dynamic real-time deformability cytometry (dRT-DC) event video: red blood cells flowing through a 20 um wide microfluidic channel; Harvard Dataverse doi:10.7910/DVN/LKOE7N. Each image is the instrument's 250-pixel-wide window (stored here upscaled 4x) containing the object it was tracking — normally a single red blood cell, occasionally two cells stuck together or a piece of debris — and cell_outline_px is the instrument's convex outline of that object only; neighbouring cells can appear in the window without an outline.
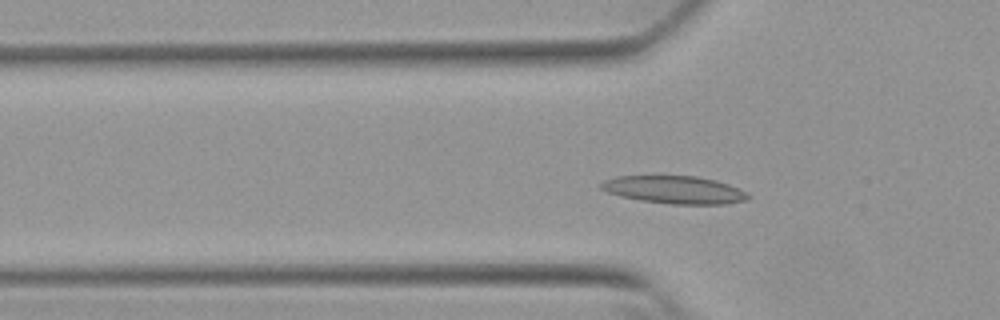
{"species": "Egyptian fruit bat (a non-hibernating species)", "species_latin": "Rousettus aegyptiacus", "temperature_condition": "warm", "stored_images_in_passage": 51, "camera_frame_rate_fps": 3000, "um_per_image_px": 0.085, "animal": {"sex": "female"}, "frame": {"image": 1, "passage_image": 14, "time_ms": 4.333, "image_size_px": [1000, 320], "cell_outline_px": [[752, 196], [744, 200], [724, 204], [672, 204], [640, 200], [620, 196], [608, 192], [600, 188], [600, 184], [604, 180], [616, 176], [696, 176], [716, 180], [728, 184], [748, 192]], "centroid_in_image_um": [57.33, 16.13], "position_along_channel_um": 68.5, "area_um2": 23.7}}
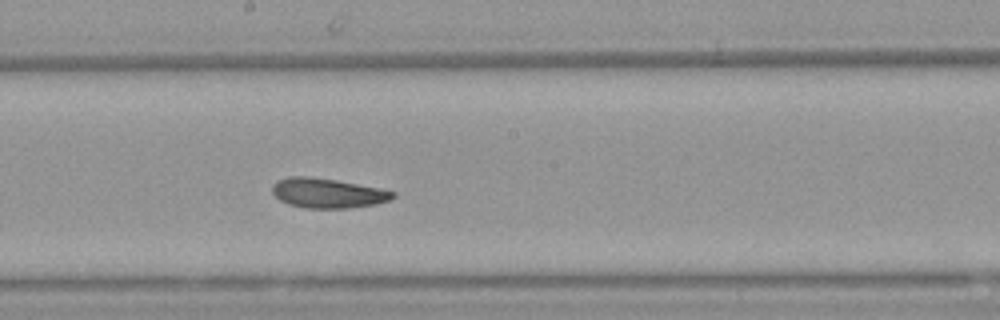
{"frame": {"image": 2, "passage_image": 26, "time_ms": 8.333, "image_size_px": [1000, 320], "cell_outline_px": [[396, 196], [392, 200], [376, 204], [348, 208], [304, 208], [288, 204], [280, 200], [272, 192], [272, 184], [276, 180], [288, 176], [308, 176], [336, 180], [380, 188], [396, 192]], "centroid_in_image_um": [27.85, 16.41], "position_along_channel_um": 220.4, "area_um2": 21.1}}
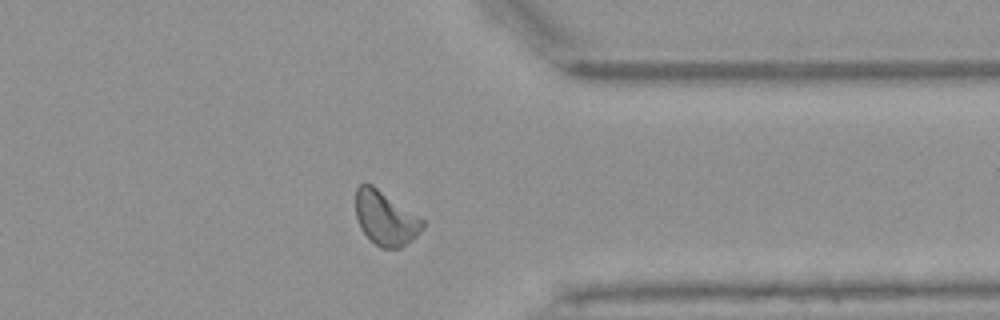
{"frame": {"image": 3, "passage_image": 39, "time_ms": 12.667, "image_size_px": [1000, 320], "cell_outline_px": [[424, 228], [412, 240], [400, 248], [380, 248], [360, 228], [356, 216], [356, 188], [360, 184], [372, 184], [424, 220]], "centroid_in_image_um": [32.77, 18.55], "position_along_channel_um": 378.6, "area_um2": 20.87}, "authors_computed_cell_mechanics": {"area_um2": 21.097, "velocity_mm_per_s": 3.803, "shape_relaxation_time_tau1_ms": 6.8107, "shape_relaxation_time_tau2_ms": 3.911, "deformation_change_tau1": 0.1824, "deformation_change_tau2": 0.1068}}